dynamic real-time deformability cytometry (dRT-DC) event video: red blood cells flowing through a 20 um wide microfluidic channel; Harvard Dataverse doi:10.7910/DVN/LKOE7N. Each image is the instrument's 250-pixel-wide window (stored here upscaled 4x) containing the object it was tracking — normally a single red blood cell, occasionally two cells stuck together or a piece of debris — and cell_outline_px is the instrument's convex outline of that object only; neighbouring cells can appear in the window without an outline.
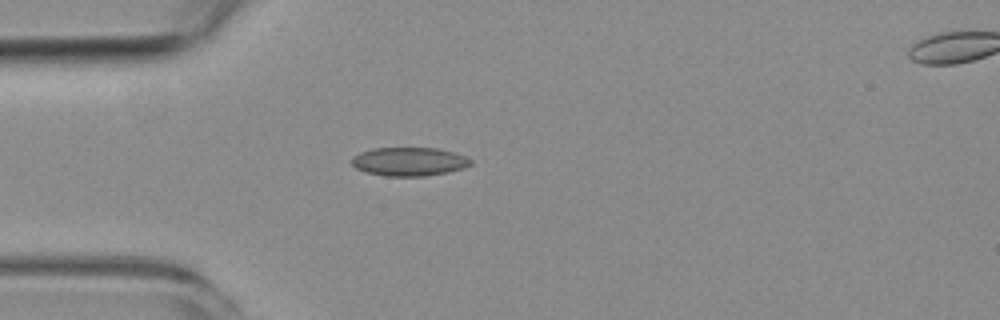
{"species": "common noctule bat (a hibernating species)", "species_latin": "Nyctalus noctula", "temperature_condition": "room temperature", "stored_images_in_passage": 4, "camera_frame_rate_fps": 3000, "um_per_image_px": 0.085, "animal": {"sex": "female", "body_mass_g": 19.3, "forearm_length_mm": 54.1}, "frame": {"image": 1, "passage_image": 3, "time_ms": 3.667, "image_size_px": [1000, 320], "cell_outline_px": [[472, 164], [464, 168], [448, 172], [424, 176], [384, 176], [364, 172], [356, 168], [352, 164], [352, 156], [360, 152], [372, 148], [436, 148], [452, 152], [464, 156], [472, 160]], "centroid_in_image_um": [34.75, 13.74], "position_along_channel_um": 50.3, "area_um2": 19.88}}